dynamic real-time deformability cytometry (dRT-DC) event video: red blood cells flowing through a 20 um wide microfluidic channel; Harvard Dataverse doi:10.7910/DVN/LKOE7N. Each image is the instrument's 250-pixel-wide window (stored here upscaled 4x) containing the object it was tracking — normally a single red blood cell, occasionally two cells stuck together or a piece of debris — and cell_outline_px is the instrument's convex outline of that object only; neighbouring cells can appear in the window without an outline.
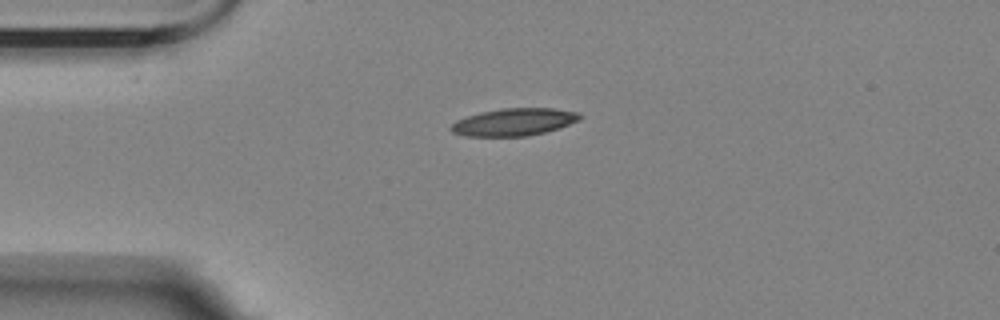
{"species": "Egyptian fruit bat (a non-hibernating species)", "species_latin": "Rousettus aegyptiacus", "temperature_condition": "room temperature", "stored_images_in_passage": 7, "camera_frame_rate_fps": 3000, "um_per_image_px": 0.085, "animal": {"sex": "female"}, "frame": {"image": 1, "passage_image": 1, "time_ms": 0.0, "image_size_px": [1000, 320], "cell_outline_px": [[580, 120], [560, 128], [528, 136], [468, 136], [452, 132], [448, 128], [456, 120], [480, 112], [500, 108], [552, 108], [576, 112], [580, 116]], "centroid_in_image_um": [43.67, 10.37], "position_along_channel_um": 41.3, "area_um2": 20.52}}
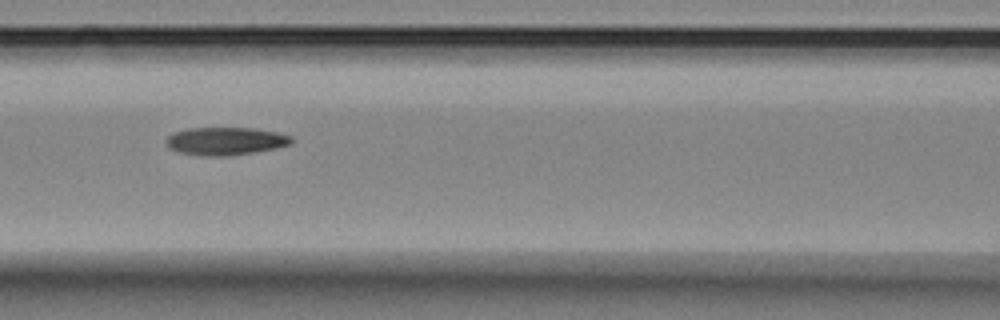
{"frame": {"image": 2, "passage_image": 4, "time_ms": 3.667, "image_size_px": [1000, 320], "cell_outline_px": [[296, 140], [292, 144], [276, 148], [256, 152], [228, 156], [204, 156], [180, 152], [168, 148], [164, 144], [164, 140], [172, 132], [188, 128], [252, 128], [276, 132], [292, 136]], "centroid_in_image_um": [19.16, 11.99], "position_along_channel_um": 147.4, "area_um2": 20.69}}
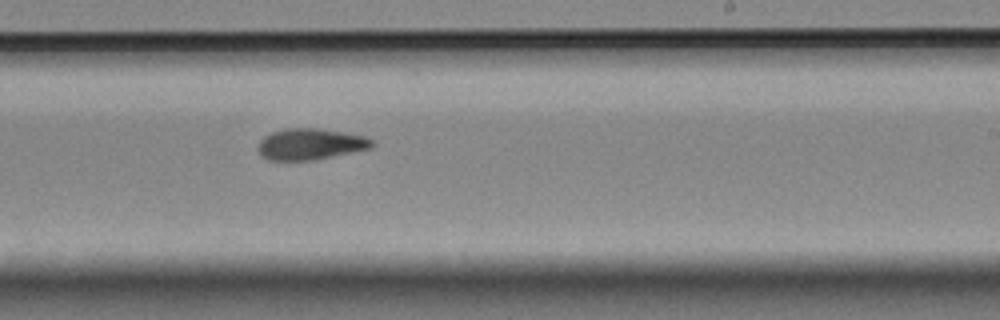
{"frame": {"image": 3, "passage_image": 7, "time_ms": 7.0, "image_size_px": [1000, 320], "cell_outline_px": [[376, 144], [372, 148], [312, 160], [268, 160], [260, 156], [256, 148], [260, 140], [264, 136], [272, 132], [288, 128], [320, 128], [364, 136], [372, 140]], "centroid_in_image_um": [26.35, 12.25], "position_along_channel_um": 262.7, "area_um2": 20.81}}